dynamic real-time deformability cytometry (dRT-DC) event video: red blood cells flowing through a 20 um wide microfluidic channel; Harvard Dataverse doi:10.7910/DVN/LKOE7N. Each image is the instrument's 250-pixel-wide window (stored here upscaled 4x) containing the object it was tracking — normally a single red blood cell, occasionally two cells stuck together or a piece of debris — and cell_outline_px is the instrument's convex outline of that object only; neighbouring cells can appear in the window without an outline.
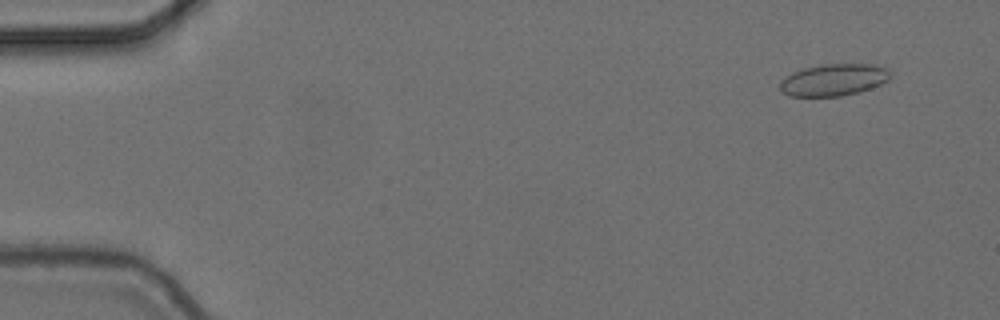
{"species": "common noctule bat (a hibernating species)", "species_latin": "Nyctalus noctula", "temperature_condition": "cold", "stored_images_in_passage": 5, "camera_frame_rate_fps": 3000, "um_per_image_px": 0.085, "animal": {"sex": "female", "body_mass_g": 24.6, "forearm_length_mm": 56.2}, "frame": {"image": 1, "passage_image": 2, "time_ms": 0.333, "image_size_px": [1000, 320], "cell_outline_px": [[888, 80], [880, 84], [856, 92], [840, 96], [788, 96], [780, 88], [780, 80], [784, 76], [792, 72], [804, 68], [820, 64], [872, 64], [888, 68]], "centroid_in_image_um": [70.8, 6.77], "position_along_channel_um": 14.2, "area_um2": 20.35}}
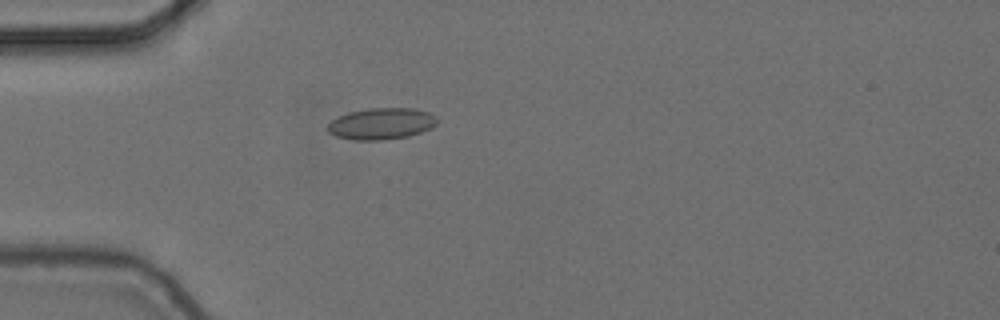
{"frame": {"image": 2, "passage_image": 5, "time_ms": 1.333, "image_size_px": [1000, 320], "cell_outline_px": [[436, 124], [432, 128], [408, 136], [380, 140], [352, 140], [336, 136], [328, 132], [324, 128], [332, 120], [348, 112], [368, 108], [412, 108], [428, 112], [436, 116]], "centroid_in_image_um": [32.38, 10.51], "position_along_channel_um": 52.6, "area_um2": 20.11}}